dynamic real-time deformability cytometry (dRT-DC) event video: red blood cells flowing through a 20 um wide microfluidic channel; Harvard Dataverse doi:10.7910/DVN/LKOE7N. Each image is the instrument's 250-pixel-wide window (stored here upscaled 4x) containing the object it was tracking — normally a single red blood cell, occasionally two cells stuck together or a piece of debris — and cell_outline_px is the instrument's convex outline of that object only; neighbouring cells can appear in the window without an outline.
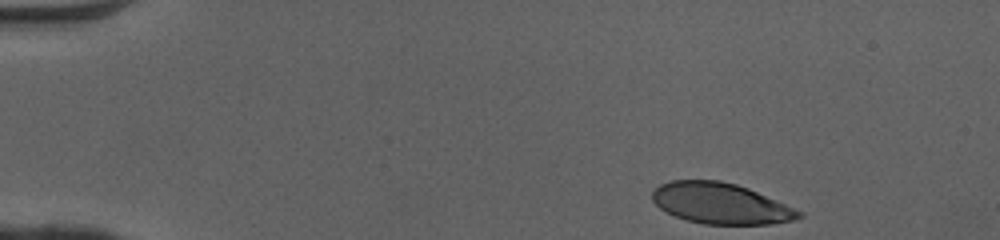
{"species": "human", "species_latin": "Homo sapiens", "temperature_condition": "cold", "stored_images_in_passage": 37, "camera_frame_rate_fps": 3000, "um_per_image_px": 0.085, "donor": {"sex": "female"}, "frame": {"image": 1, "passage_image": 1, "time_ms": 0.0, "image_size_px": [1000, 240], "cell_outline_px": [[804, 216], [792, 220], [772, 224], [704, 224], [688, 220], [676, 216], [660, 208], [652, 200], [652, 192], [660, 184], [672, 180], [720, 180], [736, 184], [748, 188], [804, 212]], "centroid_in_image_um": [61.27, 17.29], "position_along_channel_um": 23.7, "area_um2": 34.74}}
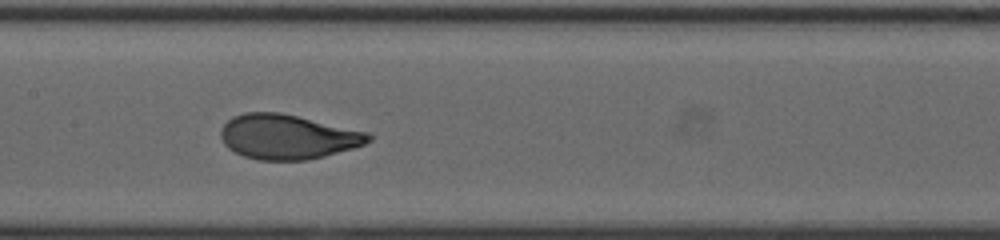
{"frame": {"image": 2, "passage_image": 20, "time_ms": 6.333, "image_size_px": [1000, 240], "cell_outline_px": [[372, 140], [364, 144], [352, 148], [324, 156], [308, 160], [256, 160], [244, 156], [228, 148], [224, 144], [220, 136], [220, 132], [224, 124], [232, 116], [244, 112], [280, 112], [368, 132], [372, 136]], "centroid_in_image_um": [24.42, 11.62], "position_along_channel_um": 183.0, "area_um2": 38.44}}
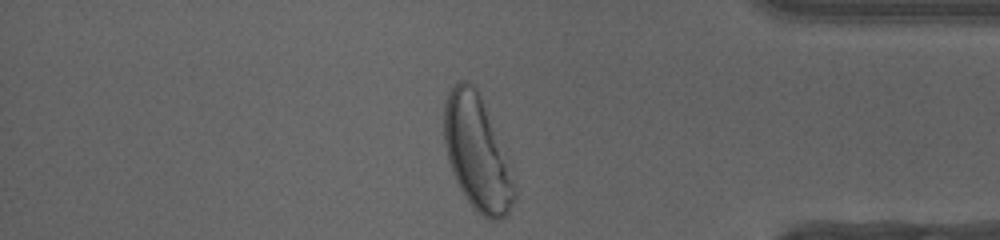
{"frame": {"image": 3, "passage_image": 37, "time_ms": 12.0, "image_size_px": [1000, 240], "cell_outline_px": [[516, 196], [508, 212], [500, 220], [492, 220], [484, 216], [468, 200], [460, 188], [452, 172], [448, 160], [444, 144], [444, 104], [448, 92], [460, 80], [468, 80], [476, 88], [480, 96], [516, 188]], "centroid_in_image_um": [40.49, 13.01], "position_along_channel_um": 394.7, "area_um2": 45.08}, "authors_computed_cell_mechanics": {"area_um2": 37.9168, "velocity_mm_per_s": 4.0897, "shape_relaxation_time_tau1_ms": 2.8214, "shape_relaxation_time_tau2_ms": null, "deformation_change_tau1": 0.1835, "deformation_change_tau2": null}}